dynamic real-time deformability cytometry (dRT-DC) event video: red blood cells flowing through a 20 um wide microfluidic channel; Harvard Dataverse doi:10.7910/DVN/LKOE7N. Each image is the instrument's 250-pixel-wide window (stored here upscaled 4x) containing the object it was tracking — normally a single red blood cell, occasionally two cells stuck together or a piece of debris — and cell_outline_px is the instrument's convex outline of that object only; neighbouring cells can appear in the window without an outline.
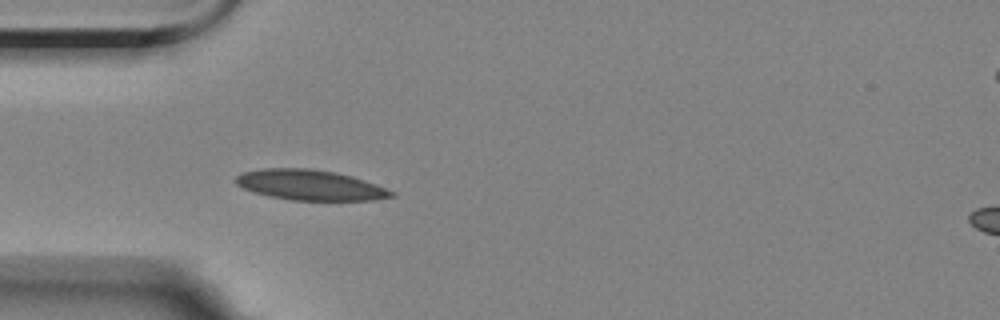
{"species": "Egyptian fruit bat (a non-hibernating species)", "species_latin": "Rousettus aegyptiacus", "temperature_condition": "room temperature", "stored_images_in_passage": 3, "camera_frame_rate_fps": 3000, "um_per_image_px": 0.085, "animal": {"sex": "female"}, "frame": {"image": 1, "passage_image": 3, "time_ms": 0.667, "image_size_px": [1000, 320], "cell_outline_px": [[396, 196], [372, 200], [292, 200], [268, 196], [244, 188], [236, 184], [232, 180], [236, 176], [244, 172], [264, 168], [308, 168], [336, 172], [352, 176], [376, 184], [396, 192]], "centroid_in_image_um": [26.37, 15.72], "position_along_channel_um": 58.6, "area_um2": 27.51}}